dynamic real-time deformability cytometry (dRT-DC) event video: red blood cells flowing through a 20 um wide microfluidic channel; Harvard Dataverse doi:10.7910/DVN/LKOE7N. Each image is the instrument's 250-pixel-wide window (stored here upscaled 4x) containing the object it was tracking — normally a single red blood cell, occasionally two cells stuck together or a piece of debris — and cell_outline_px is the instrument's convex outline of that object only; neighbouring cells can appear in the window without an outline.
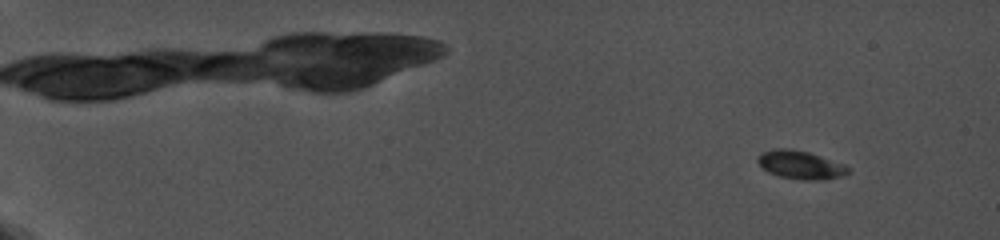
{"species": "common noctule bat (a hibernating species)", "species_latin": "Nyctalus noctula", "temperature_condition": "cold", "stored_images_in_passage": 115, "camera_frame_rate_fps": 5000, "um_per_image_px": 0.085, "animal": {"sex": "female", "body_mass_g": 19.0, "forearm_length_mm": 56.7}, "frame": {"image": 1, "passage_image": 13, "time_ms": 2.2, "image_size_px": [1000, 240], "cell_outline_px": [[852, 172], [840, 176], [824, 180], [800, 180], [780, 176], [768, 172], [756, 160], [760, 152], [776, 148], [792, 148], [808, 152], [844, 164]], "centroid_in_image_um": [68.03, 14.01], "position_along_channel_um": 17.0, "area_um2": 14.97}}
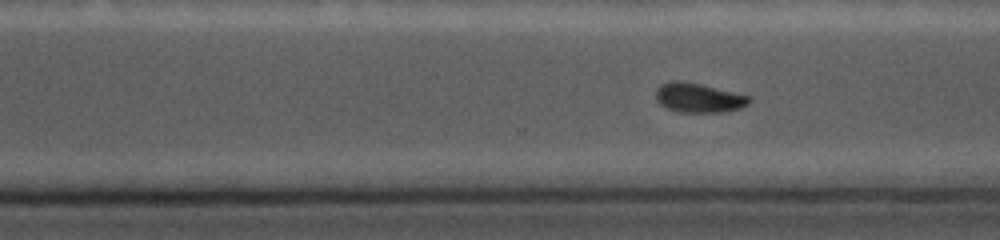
{"frame": {"image": 2, "passage_image": 107, "time_ms": 15.2, "image_size_px": [1000, 240], "cell_outline_px": [[752, 100], [736, 108], [720, 112], [684, 112], [668, 108], [656, 100], [656, 88], [660, 84], [672, 80], [684, 80], [752, 96]], "centroid_in_image_um": [59.35, 8.27], "position_along_channel_um": 311.3, "area_um2": 15.84}}
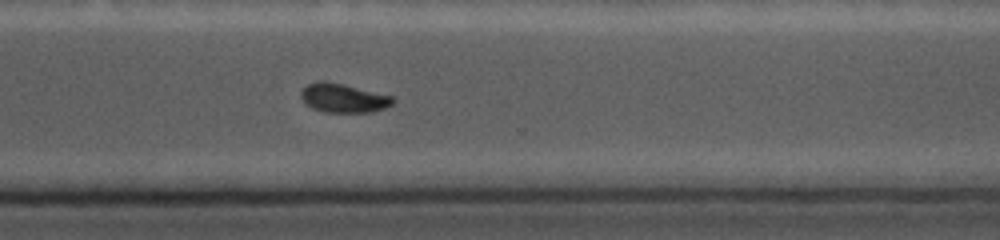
{"frame": {"image": 3, "passage_image": 114, "time_ms": 16.0, "image_size_px": [1000, 240], "cell_outline_px": [[396, 100], [392, 104], [384, 108], [372, 112], [328, 112], [316, 108], [308, 104], [300, 96], [300, 92], [308, 84], [316, 80], [324, 80], [344, 84], [392, 96]], "centroid_in_image_um": [29.21, 8.31], "position_along_channel_um": 341.4, "area_um2": 15.32}}